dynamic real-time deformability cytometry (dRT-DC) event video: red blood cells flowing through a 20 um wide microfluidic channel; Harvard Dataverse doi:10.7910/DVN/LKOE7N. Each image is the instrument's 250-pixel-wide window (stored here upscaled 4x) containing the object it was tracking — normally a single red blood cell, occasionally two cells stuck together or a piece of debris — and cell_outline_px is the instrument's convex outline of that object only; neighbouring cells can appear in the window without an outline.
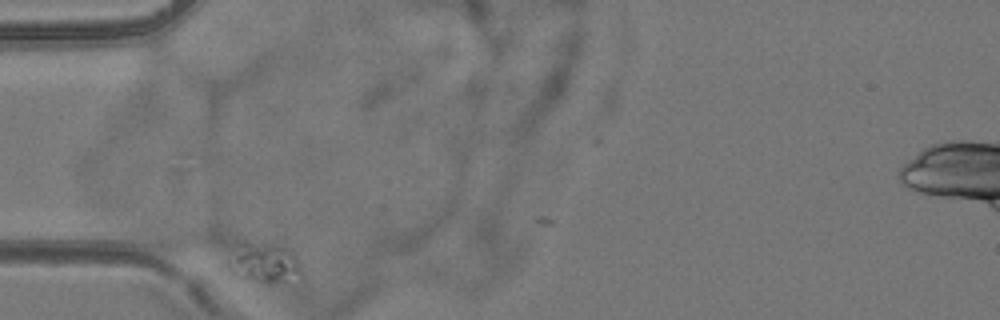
{"species": "common noctule bat (a hibernating species)", "species_latin": "Nyctalus noctula", "temperature_condition": "room temperature", "stored_images_in_passage": 6, "camera_frame_rate_fps": 3000, "um_per_image_px": 0.085, "animal": {"sex": "female", "body_mass_g": 24.6, "forearm_length_mm": 56.2}, "frame": {"image": 1, "passage_image": 4, "time_ms": 1.0, "image_size_px": [1000, 320], "cell_outline_px": [[300, 272], [284, 280], [268, 284], [232, 272], [228, 264], [240, 244], [276, 244], [292, 252], [296, 260]], "centroid_in_image_um": [22.45, 22.33], "position_along_channel_um": 62.6, "area_um2": 15.32}}